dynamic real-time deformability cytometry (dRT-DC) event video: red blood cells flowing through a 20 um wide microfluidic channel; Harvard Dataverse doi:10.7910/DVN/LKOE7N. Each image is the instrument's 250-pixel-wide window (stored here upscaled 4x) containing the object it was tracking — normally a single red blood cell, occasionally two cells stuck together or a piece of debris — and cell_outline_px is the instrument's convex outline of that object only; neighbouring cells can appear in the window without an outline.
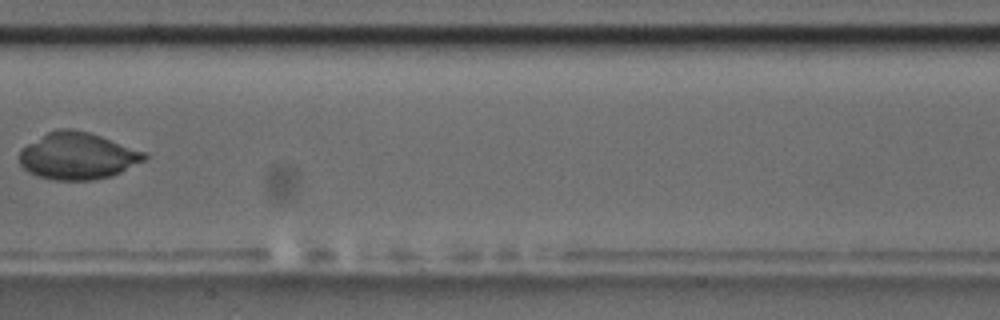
{"species": "common noctule bat (a hibernating species)", "species_latin": "Nyctalus noctula", "temperature_condition": "room temperature", "stored_images_in_passage": 9, "camera_frame_rate_fps": 3000, "um_per_image_px": 0.085, "animal": {"sex": "male", "body_mass_g": 17.5, "forearm_length_mm": 52.3}, "frame": {"image": 1, "passage_image": 8, "time_ms": 9.0, "image_size_px": [1000, 320], "cell_outline_px": [[148, 156], [144, 160], [112, 176], [92, 180], [52, 180], [36, 176], [28, 172], [20, 164], [20, 152], [28, 144], [48, 132], [56, 128], [72, 128], [88, 132], [100, 136], [144, 152]], "centroid_in_image_um": [6.57, 13.26], "position_along_channel_um": 200.8, "area_um2": 33.81}}